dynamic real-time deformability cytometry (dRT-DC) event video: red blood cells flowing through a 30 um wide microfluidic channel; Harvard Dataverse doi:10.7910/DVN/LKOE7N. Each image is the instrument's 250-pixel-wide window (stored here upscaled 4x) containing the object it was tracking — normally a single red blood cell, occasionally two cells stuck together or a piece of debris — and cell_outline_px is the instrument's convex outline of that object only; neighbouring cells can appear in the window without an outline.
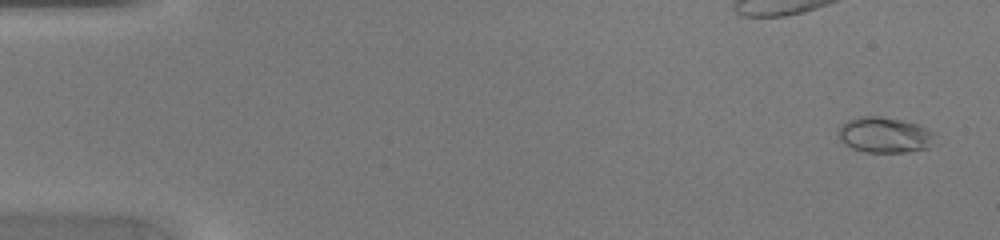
{"species": "common noctule bat (a hibernating species)", "species_latin": "Nyctalus noctula", "temperature_condition": "warm", "stored_images_in_passage": 48, "camera_frame_rate_fps": 3000, "um_per_image_px": 0.085, "animal": {"sex": "female", "body_mass_g": 20.0, "forearm_length_mm": 54.0}, "frame": {"image": 1, "passage_image": 3, "time_ms": 0.667, "image_size_px": [1000, 240], "cell_outline_px": [[936, 132], [928, 148], [908, 152], [864, 152], [852, 148], [844, 144], [840, 140], [840, 124], [848, 120], [860, 116], [880, 116], [900, 120], [916, 124], [928, 128]], "centroid_in_image_um": [75.19, 11.47], "position_along_channel_um": 9.8, "area_um2": 20.0}}
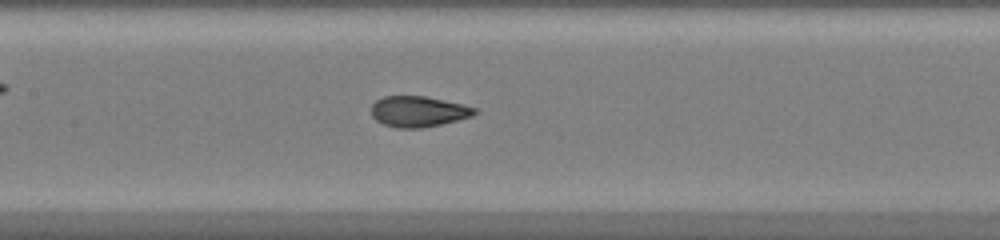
{"frame": {"image": 2, "passage_image": 24, "time_ms": 7.667, "image_size_px": [1000, 240], "cell_outline_px": [[480, 112], [472, 116], [440, 124], [420, 128], [396, 128], [384, 124], [376, 120], [372, 116], [372, 104], [376, 100], [384, 96], [424, 96], [464, 104], [476, 108]], "centroid_in_image_um": [35.57, 9.47], "position_along_channel_um": 171.8, "area_um2": 18.5}}
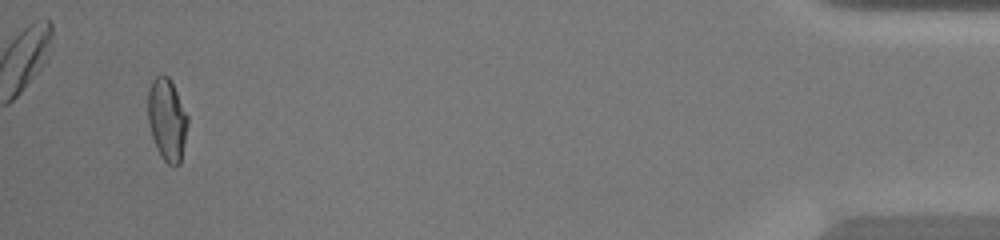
{"frame": {"image": 3, "passage_image": 46, "time_ms": 15.0, "image_size_px": [1000, 240], "cell_outline_px": [[188, 124], [180, 164], [168, 164], [160, 156], [156, 148], [152, 136], [148, 120], [148, 88], [152, 80], [156, 76], [168, 76], [188, 116]], "centroid_in_image_um": [14.19, 10.18], "position_along_channel_um": 421.0, "area_um2": 18.84}}